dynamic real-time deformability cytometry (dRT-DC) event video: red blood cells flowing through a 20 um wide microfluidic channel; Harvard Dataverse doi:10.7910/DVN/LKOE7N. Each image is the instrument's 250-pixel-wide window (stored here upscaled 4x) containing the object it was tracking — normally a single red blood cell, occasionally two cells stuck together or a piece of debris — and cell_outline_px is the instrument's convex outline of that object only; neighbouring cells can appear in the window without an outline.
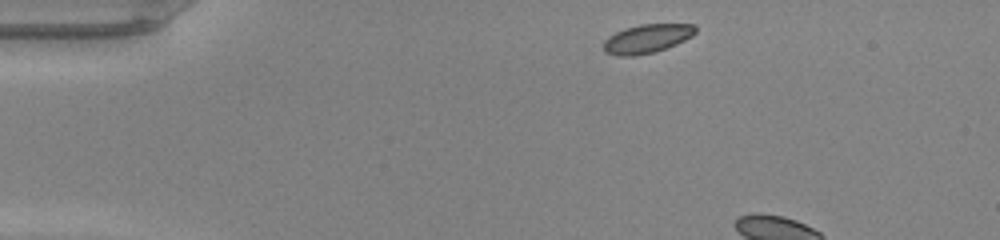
{"species": "common noctule bat (a hibernating species)", "species_latin": "Nyctalus noctula", "temperature_condition": "warm", "stored_images_in_passage": 6, "camera_frame_rate_fps": 3000, "um_per_image_px": 0.085, "animal": {"sex": "male", "body_mass_g": 20.0, "forearm_length_mm": 53.3}, "frame": {"image": 1, "passage_image": 1, "time_ms": 0.0, "image_size_px": [1000, 240], "cell_outline_px": [[696, 32], [692, 36], [676, 44], [652, 52], [632, 56], [616, 56], [604, 52], [604, 40], [608, 36], [624, 28], [640, 24], [692, 24], [696, 28]], "centroid_in_image_um": [54.96, 3.28], "position_along_channel_um": 30.0, "area_um2": 15.32}}